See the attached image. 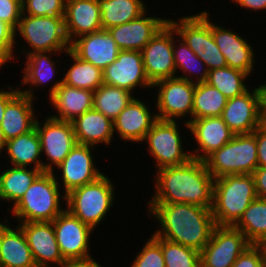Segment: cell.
I'll return each instance as SVG.
<instances>
[{
  "instance_id": "obj_9",
  "label": "cell",
  "mask_w": 266,
  "mask_h": 267,
  "mask_svg": "<svg viewBox=\"0 0 266 267\" xmlns=\"http://www.w3.org/2000/svg\"><path fill=\"white\" fill-rule=\"evenodd\" d=\"M153 90L158 92L154 98L157 119L164 121L179 120L183 122L184 125L182 124V126L185 127L182 130L188 129L185 131L188 134V123L192 120L195 83L173 77L157 81L152 85Z\"/></svg>"
},
{
  "instance_id": "obj_10",
  "label": "cell",
  "mask_w": 266,
  "mask_h": 267,
  "mask_svg": "<svg viewBox=\"0 0 266 267\" xmlns=\"http://www.w3.org/2000/svg\"><path fill=\"white\" fill-rule=\"evenodd\" d=\"M95 150V146L76 143L63 162L51 172L65 195L96 181L105 173L100 171L101 167L96 166L97 157L93 155Z\"/></svg>"
},
{
  "instance_id": "obj_22",
  "label": "cell",
  "mask_w": 266,
  "mask_h": 267,
  "mask_svg": "<svg viewBox=\"0 0 266 267\" xmlns=\"http://www.w3.org/2000/svg\"><path fill=\"white\" fill-rule=\"evenodd\" d=\"M17 224L25 234L37 267H61L64 264L52 222Z\"/></svg>"
},
{
  "instance_id": "obj_21",
  "label": "cell",
  "mask_w": 266,
  "mask_h": 267,
  "mask_svg": "<svg viewBox=\"0 0 266 267\" xmlns=\"http://www.w3.org/2000/svg\"><path fill=\"white\" fill-rule=\"evenodd\" d=\"M148 12L147 10L138 18L107 30L120 50L142 51L168 22V18L153 14L150 16Z\"/></svg>"
},
{
  "instance_id": "obj_28",
  "label": "cell",
  "mask_w": 266,
  "mask_h": 267,
  "mask_svg": "<svg viewBox=\"0 0 266 267\" xmlns=\"http://www.w3.org/2000/svg\"><path fill=\"white\" fill-rule=\"evenodd\" d=\"M8 154V163L13 167L35 168L43 172V157L38 133L34 127L31 131L6 141L3 150Z\"/></svg>"
},
{
  "instance_id": "obj_31",
  "label": "cell",
  "mask_w": 266,
  "mask_h": 267,
  "mask_svg": "<svg viewBox=\"0 0 266 267\" xmlns=\"http://www.w3.org/2000/svg\"><path fill=\"white\" fill-rule=\"evenodd\" d=\"M0 172V200L12 204V208L23 197L30 185L41 173L35 168L8 166ZM11 203V204H10Z\"/></svg>"
},
{
  "instance_id": "obj_8",
  "label": "cell",
  "mask_w": 266,
  "mask_h": 267,
  "mask_svg": "<svg viewBox=\"0 0 266 267\" xmlns=\"http://www.w3.org/2000/svg\"><path fill=\"white\" fill-rule=\"evenodd\" d=\"M179 125L180 121L157 120L140 143L147 145V151L154 159V171L179 166L192 159L190 150L184 148L185 136Z\"/></svg>"
},
{
  "instance_id": "obj_3",
  "label": "cell",
  "mask_w": 266,
  "mask_h": 267,
  "mask_svg": "<svg viewBox=\"0 0 266 267\" xmlns=\"http://www.w3.org/2000/svg\"><path fill=\"white\" fill-rule=\"evenodd\" d=\"M65 201L66 195L53 173L44 171L36 177L19 202L7 211H11V217H15L18 223L52 222L65 209Z\"/></svg>"
},
{
  "instance_id": "obj_53",
  "label": "cell",
  "mask_w": 266,
  "mask_h": 267,
  "mask_svg": "<svg viewBox=\"0 0 266 267\" xmlns=\"http://www.w3.org/2000/svg\"><path fill=\"white\" fill-rule=\"evenodd\" d=\"M9 225L10 223L8 222V217L6 218V220L4 219L3 221L0 218V239H1L3 232Z\"/></svg>"
},
{
  "instance_id": "obj_29",
  "label": "cell",
  "mask_w": 266,
  "mask_h": 267,
  "mask_svg": "<svg viewBox=\"0 0 266 267\" xmlns=\"http://www.w3.org/2000/svg\"><path fill=\"white\" fill-rule=\"evenodd\" d=\"M15 227L10 224L1 236L0 267H37L22 228Z\"/></svg>"
},
{
  "instance_id": "obj_20",
  "label": "cell",
  "mask_w": 266,
  "mask_h": 267,
  "mask_svg": "<svg viewBox=\"0 0 266 267\" xmlns=\"http://www.w3.org/2000/svg\"><path fill=\"white\" fill-rule=\"evenodd\" d=\"M190 140L197 146L191 149V157L204 161L214 151L228 143L234 133L221 116L192 119L189 123Z\"/></svg>"
},
{
  "instance_id": "obj_25",
  "label": "cell",
  "mask_w": 266,
  "mask_h": 267,
  "mask_svg": "<svg viewBox=\"0 0 266 267\" xmlns=\"http://www.w3.org/2000/svg\"><path fill=\"white\" fill-rule=\"evenodd\" d=\"M34 102L33 98L19 91L7 103L0 125L6 141L25 134L35 127L40 114L36 113L37 110L34 106L36 102Z\"/></svg>"
},
{
  "instance_id": "obj_2",
  "label": "cell",
  "mask_w": 266,
  "mask_h": 267,
  "mask_svg": "<svg viewBox=\"0 0 266 267\" xmlns=\"http://www.w3.org/2000/svg\"><path fill=\"white\" fill-rule=\"evenodd\" d=\"M146 206L147 216L157 221L156 231L153 232L155 236L199 252L209 242L216 226L211 208L186 203Z\"/></svg>"
},
{
  "instance_id": "obj_47",
  "label": "cell",
  "mask_w": 266,
  "mask_h": 267,
  "mask_svg": "<svg viewBox=\"0 0 266 267\" xmlns=\"http://www.w3.org/2000/svg\"><path fill=\"white\" fill-rule=\"evenodd\" d=\"M257 142L258 167H266V132L257 128L255 130Z\"/></svg>"
},
{
  "instance_id": "obj_6",
  "label": "cell",
  "mask_w": 266,
  "mask_h": 267,
  "mask_svg": "<svg viewBox=\"0 0 266 267\" xmlns=\"http://www.w3.org/2000/svg\"><path fill=\"white\" fill-rule=\"evenodd\" d=\"M110 179L105 173L96 181L66 194L65 208L93 230L103 224L115 205L116 185Z\"/></svg>"
},
{
  "instance_id": "obj_7",
  "label": "cell",
  "mask_w": 266,
  "mask_h": 267,
  "mask_svg": "<svg viewBox=\"0 0 266 267\" xmlns=\"http://www.w3.org/2000/svg\"><path fill=\"white\" fill-rule=\"evenodd\" d=\"M207 170L214 179L226 175L252 174L258 167L255 131L236 134L205 160Z\"/></svg>"
},
{
  "instance_id": "obj_11",
  "label": "cell",
  "mask_w": 266,
  "mask_h": 267,
  "mask_svg": "<svg viewBox=\"0 0 266 267\" xmlns=\"http://www.w3.org/2000/svg\"><path fill=\"white\" fill-rule=\"evenodd\" d=\"M40 122L37 117L35 128L39 136L43 160V172H52L63 162L72 148L76 138L72 122L60 121L49 115Z\"/></svg>"
},
{
  "instance_id": "obj_24",
  "label": "cell",
  "mask_w": 266,
  "mask_h": 267,
  "mask_svg": "<svg viewBox=\"0 0 266 267\" xmlns=\"http://www.w3.org/2000/svg\"><path fill=\"white\" fill-rule=\"evenodd\" d=\"M64 22L70 43L82 35L102 30L98 0H66Z\"/></svg>"
},
{
  "instance_id": "obj_52",
  "label": "cell",
  "mask_w": 266,
  "mask_h": 267,
  "mask_svg": "<svg viewBox=\"0 0 266 267\" xmlns=\"http://www.w3.org/2000/svg\"><path fill=\"white\" fill-rule=\"evenodd\" d=\"M5 145H6V140H5V138H4V136H3V133H2V131H1V128H0V158L3 160V155H2V153H3V150H4V148H5Z\"/></svg>"
},
{
  "instance_id": "obj_44",
  "label": "cell",
  "mask_w": 266,
  "mask_h": 267,
  "mask_svg": "<svg viewBox=\"0 0 266 267\" xmlns=\"http://www.w3.org/2000/svg\"><path fill=\"white\" fill-rule=\"evenodd\" d=\"M232 267H266V246H248L237 258Z\"/></svg>"
},
{
  "instance_id": "obj_19",
  "label": "cell",
  "mask_w": 266,
  "mask_h": 267,
  "mask_svg": "<svg viewBox=\"0 0 266 267\" xmlns=\"http://www.w3.org/2000/svg\"><path fill=\"white\" fill-rule=\"evenodd\" d=\"M252 88L240 96L228 99L223 109L221 117L235 135L253 133L258 128L263 92L260 84Z\"/></svg>"
},
{
  "instance_id": "obj_43",
  "label": "cell",
  "mask_w": 266,
  "mask_h": 267,
  "mask_svg": "<svg viewBox=\"0 0 266 267\" xmlns=\"http://www.w3.org/2000/svg\"><path fill=\"white\" fill-rule=\"evenodd\" d=\"M15 30L0 20V71L7 63H15Z\"/></svg>"
},
{
  "instance_id": "obj_34",
  "label": "cell",
  "mask_w": 266,
  "mask_h": 267,
  "mask_svg": "<svg viewBox=\"0 0 266 267\" xmlns=\"http://www.w3.org/2000/svg\"><path fill=\"white\" fill-rule=\"evenodd\" d=\"M169 17L168 22L174 27L177 35L199 57L206 46V10L181 16L177 19Z\"/></svg>"
},
{
  "instance_id": "obj_14",
  "label": "cell",
  "mask_w": 266,
  "mask_h": 267,
  "mask_svg": "<svg viewBox=\"0 0 266 267\" xmlns=\"http://www.w3.org/2000/svg\"><path fill=\"white\" fill-rule=\"evenodd\" d=\"M67 51H50V52H34L31 54H27L23 59L22 62L25 66L22 68V81L19 83V85H29L26 89L23 88V86L18 85V90L22 92L25 95H28L30 98H33L35 100H39L35 95L36 91L40 87L44 88L46 85L48 86L49 82L53 83L50 87L46 90H48V96L50 97L54 91L62 84V77L57 79V72L62 71L57 69L61 63L58 64V62H61V60H54V55H63ZM59 65V66H58ZM58 70V71H57ZM56 74V76H55ZM39 87V88H38ZM23 88V89H21ZM35 89V90H34ZM37 89V90H36ZM34 90V91H33ZM35 92V93H34Z\"/></svg>"
},
{
  "instance_id": "obj_23",
  "label": "cell",
  "mask_w": 266,
  "mask_h": 267,
  "mask_svg": "<svg viewBox=\"0 0 266 267\" xmlns=\"http://www.w3.org/2000/svg\"><path fill=\"white\" fill-rule=\"evenodd\" d=\"M70 50L102 71L117 59L120 51L110 33L104 29L78 37L71 43Z\"/></svg>"
},
{
  "instance_id": "obj_49",
  "label": "cell",
  "mask_w": 266,
  "mask_h": 267,
  "mask_svg": "<svg viewBox=\"0 0 266 267\" xmlns=\"http://www.w3.org/2000/svg\"><path fill=\"white\" fill-rule=\"evenodd\" d=\"M8 90L3 87L0 89V125L3 120V115L6 109L7 103L19 92L18 86L15 85H7L5 86Z\"/></svg>"
},
{
  "instance_id": "obj_15",
  "label": "cell",
  "mask_w": 266,
  "mask_h": 267,
  "mask_svg": "<svg viewBox=\"0 0 266 267\" xmlns=\"http://www.w3.org/2000/svg\"><path fill=\"white\" fill-rule=\"evenodd\" d=\"M103 84L125 89L135 96L139 94L137 90H152L141 51L120 50L117 59L103 70Z\"/></svg>"
},
{
  "instance_id": "obj_51",
  "label": "cell",
  "mask_w": 266,
  "mask_h": 267,
  "mask_svg": "<svg viewBox=\"0 0 266 267\" xmlns=\"http://www.w3.org/2000/svg\"><path fill=\"white\" fill-rule=\"evenodd\" d=\"M258 128L266 132V99L262 97L259 106Z\"/></svg>"
},
{
  "instance_id": "obj_32",
  "label": "cell",
  "mask_w": 266,
  "mask_h": 267,
  "mask_svg": "<svg viewBox=\"0 0 266 267\" xmlns=\"http://www.w3.org/2000/svg\"><path fill=\"white\" fill-rule=\"evenodd\" d=\"M70 59L67 69L64 68L62 83L71 87L96 91L103 85V71L92 63L81 60L71 50L65 53ZM72 62V63H71ZM71 64V65H70Z\"/></svg>"
},
{
  "instance_id": "obj_17",
  "label": "cell",
  "mask_w": 266,
  "mask_h": 267,
  "mask_svg": "<svg viewBox=\"0 0 266 267\" xmlns=\"http://www.w3.org/2000/svg\"><path fill=\"white\" fill-rule=\"evenodd\" d=\"M147 101H144V98L142 100L139 96L138 98L135 96L113 121L114 134H117L116 136L121 141L123 140L124 143L131 142V145L132 143L140 144L147 132L158 120L155 105H152L154 101ZM148 103L151 105V108L154 107L153 110Z\"/></svg>"
},
{
  "instance_id": "obj_1",
  "label": "cell",
  "mask_w": 266,
  "mask_h": 267,
  "mask_svg": "<svg viewBox=\"0 0 266 267\" xmlns=\"http://www.w3.org/2000/svg\"><path fill=\"white\" fill-rule=\"evenodd\" d=\"M153 195L145 204L186 203L211 208L215 179L204 161L191 159L179 166L155 171Z\"/></svg>"
},
{
  "instance_id": "obj_33",
  "label": "cell",
  "mask_w": 266,
  "mask_h": 267,
  "mask_svg": "<svg viewBox=\"0 0 266 267\" xmlns=\"http://www.w3.org/2000/svg\"><path fill=\"white\" fill-rule=\"evenodd\" d=\"M102 29L128 23L147 11L144 0H98Z\"/></svg>"
},
{
  "instance_id": "obj_27",
  "label": "cell",
  "mask_w": 266,
  "mask_h": 267,
  "mask_svg": "<svg viewBox=\"0 0 266 267\" xmlns=\"http://www.w3.org/2000/svg\"><path fill=\"white\" fill-rule=\"evenodd\" d=\"M76 142L98 148L112 145L114 141V124L111 119L95 109H91L72 121Z\"/></svg>"
},
{
  "instance_id": "obj_50",
  "label": "cell",
  "mask_w": 266,
  "mask_h": 267,
  "mask_svg": "<svg viewBox=\"0 0 266 267\" xmlns=\"http://www.w3.org/2000/svg\"><path fill=\"white\" fill-rule=\"evenodd\" d=\"M61 267H104L95 258L87 260L65 261Z\"/></svg>"
},
{
  "instance_id": "obj_13",
  "label": "cell",
  "mask_w": 266,
  "mask_h": 267,
  "mask_svg": "<svg viewBox=\"0 0 266 267\" xmlns=\"http://www.w3.org/2000/svg\"><path fill=\"white\" fill-rule=\"evenodd\" d=\"M250 245L245 235L234 226L216 225L209 242L200 251L201 267H232Z\"/></svg>"
},
{
  "instance_id": "obj_46",
  "label": "cell",
  "mask_w": 266,
  "mask_h": 267,
  "mask_svg": "<svg viewBox=\"0 0 266 267\" xmlns=\"http://www.w3.org/2000/svg\"><path fill=\"white\" fill-rule=\"evenodd\" d=\"M252 175L257 196L266 200V167H257Z\"/></svg>"
},
{
  "instance_id": "obj_18",
  "label": "cell",
  "mask_w": 266,
  "mask_h": 267,
  "mask_svg": "<svg viewBox=\"0 0 266 267\" xmlns=\"http://www.w3.org/2000/svg\"><path fill=\"white\" fill-rule=\"evenodd\" d=\"M224 26V27H223ZM227 28L225 25H218L211 20V31L215 43L223 54L227 66L253 75L255 68L256 53L253 44L243 35Z\"/></svg>"
},
{
  "instance_id": "obj_4",
  "label": "cell",
  "mask_w": 266,
  "mask_h": 267,
  "mask_svg": "<svg viewBox=\"0 0 266 267\" xmlns=\"http://www.w3.org/2000/svg\"><path fill=\"white\" fill-rule=\"evenodd\" d=\"M257 197L252 174H235L216 178L211 207L215 224L234 226Z\"/></svg>"
},
{
  "instance_id": "obj_12",
  "label": "cell",
  "mask_w": 266,
  "mask_h": 267,
  "mask_svg": "<svg viewBox=\"0 0 266 267\" xmlns=\"http://www.w3.org/2000/svg\"><path fill=\"white\" fill-rule=\"evenodd\" d=\"M60 253L65 261L87 260L94 230L66 208L52 221Z\"/></svg>"
},
{
  "instance_id": "obj_37",
  "label": "cell",
  "mask_w": 266,
  "mask_h": 267,
  "mask_svg": "<svg viewBox=\"0 0 266 267\" xmlns=\"http://www.w3.org/2000/svg\"><path fill=\"white\" fill-rule=\"evenodd\" d=\"M134 97L125 89L103 84L94 91L93 109L114 121Z\"/></svg>"
},
{
  "instance_id": "obj_54",
  "label": "cell",
  "mask_w": 266,
  "mask_h": 267,
  "mask_svg": "<svg viewBox=\"0 0 266 267\" xmlns=\"http://www.w3.org/2000/svg\"><path fill=\"white\" fill-rule=\"evenodd\" d=\"M260 85L262 87L263 97L266 99V81L264 84L261 83Z\"/></svg>"
},
{
  "instance_id": "obj_35",
  "label": "cell",
  "mask_w": 266,
  "mask_h": 267,
  "mask_svg": "<svg viewBox=\"0 0 266 267\" xmlns=\"http://www.w3.org/2000/svg\"><path fill=\"white\" fill-rule=\"evenodd\" d=\"M253 245H266V200L257 197L234 225Z\"/></svg>"
},
{
  "instance_id": "obj_41",
  "label": "cell",
  "mask_w": 266,
  "mask_h": 267,
  "mask_svg": "<svg viewBox=\"0 0 266 267\" xmlns=\"http://www.w3.org/2000/svg\"><path fill=\"white\" fill-rule=\"evenodd\" d=\"M66 0H22V14L64 17Z\"/></svg>"
},
{
  "instance_id": "obj_38",
  "label": "cell",
  "mask_w": 266,
  "mask_h": 267,
  "mask_svg": "<svg viewBox=\"0 0 266 267\" xmlns=\"http://www.w3.org/2000/svg\"><path fill=\"white\" fill-rule=\"evenodd\" d=\"M247 79L250 78L245 72L226 66L209 70L206 82L230 99L242 95L252 87L251 83L250 86L246 83Z\"/></svg>"
},
{
  "instance_id": "obj_42",
  "label": "cell",
  "mask_w": 266,
  "mask_h": 267,
  "mask_svg": "<svg viewBox=\"0 0 266 267\" xmlns=\"http://www.w3.org/2000/svg\"><path fill=\"white\" fill-rule=\"evenodd\" d=\"M210 11L206 9V46L203 48V54L199 56L200 59L206 64L208 70L226 67V61L218 48L211 31V18Z\"/></svg>"
},
{
  "instance_id": "obj_26",
  "label": "cell",
  "mask_w": 266,
  "mask_h": 267,
  "mask_svg": "<svg viewBox=\"0 0 266 267\" xmlns=\"http://www.w3.org/2000/svg\"><path fill=\"white\" fill-rule=\"evenodd\" d=\"M94 92L85 89L61 84L54 93L48 97L53 110L51 118L60 121L72 122L88 110L93 109Z\"/></svg>"
},
{
  "instance_id": "obj_30",
  "label": "cell",
  "mask_w": 266,
  "mask_h": 267,
  "mask_svg": "<svg viewBox=\"0 0 266 267\" xmlns=\"http://www.w3.org/2000/svg\"><path fill=\"white\" fill-rule=\"evenodd\" d=\"M173 56L176 77L193 83L206 82L208 68L188 45L177 35L173 27Z\"/></svg>"
},
{
  "instance_id": "obj_16",
  "label": "cell",
  "mask_w": 266,
  "mask_h": 267,
  "mask_svg": "<svg viewBox=\"0 0 266 267\" xmlns=\"http://www.w3.org/2000/svg\"><path fill=\"white\" fill-rule=\"evenodd\" d=\"M146 75L154 84L176 77L173 56V26L167 22L141 51Z\"/></svg>"
},
{
  "instance_id": "obj_39",
  "label": "cell",
  "mask_w": 266,
  "mask_h": 267,
  "mask_svg": "<svg viewBox=\"0 0 266 267\" xmlns=\"http://www.w3.org/2000/svg\"><path fill=\"white\" fill-rule=\"evenodd\" d=\"M165 267H201L200 252L196 249L160 238Z\"/></svg>"
},
{
  "instance_id": "obj_45",
  "label": "cell",
  "mask_w": 266,
  "mask_h": 267,
  "mask_svg": "<svg viewBox=\"0 0 266 267\" xmlns=\"http://www.w3.org/2000/svg\"><path fill=\"white\" fill-rule=\"evenodd\" d=\"M22 15V0H0V20L14 30Z\"/></svg>"
},
{
  "instance_id": "obj_40",
  "label": "cell",
  "mask_w": 266,
  "mask_h": 267,
  "mask_svg": "<svg viewBox=\"0 0 266 267\" xmlns=\"http://www.w3.org/2000/svg\"><path fill=\"white\" fill-rule=\"evenodd\" d=\"M139 252L134 256L130 267H165V261L160 246V237L153 233L149 235Z\"/></svg>"
},
{
  "instance_id": "obj_48",
  "label": "cell",
  "mask_w": 266,
  "mask_h": 267,
  "mask_svg": "<svg viewBox=\"0 0 266 267\" xmlns=\"http://www.w3.org/2000/svg\"><path fill=\"white\" fill-rule=\"evenodd\" d=\"M233 2L236 8L239 6L241 9L250 10L251 12H255L256 14L263 10L266 11V0H229V3Z\"/></svg>"
},
{
  "instance_id": "obj_36",
  "label": "cell",
  "mask_w": 266,
  "mask_h": 267,
  "mask_svg": "<svg viewBox=\"0 0 266 267\" xmlns=\"http://www.w3.org/2000/svg\"><path fill=\"white\" fill-rule=\"evenodd\" d=\"M228 99L207 82L195 83L192 119L221 116Z\"/></svg>"
},
{
  "instance_id": "obj_5",
  "label": "cell",
  "mask_w": 266,
  "mask_h": 267,
  "mask_svg": "<svg viewBox=\"0 0 266 267\" xmlns=\"http://www.w3.org/2000/svg\"><path fill=\"white\" fill-rule=\"evenodd\" d=\"M20 40H24L26 45L19 47ZM18 39V41H17ZM15 46L19 50L15 54V62L17 54L26 56L34 52H50V51H69L71 43L69 42L64 17L57 16H30L22 14L15 29ZM19 51V52H18Z\"/></svg>"
}]
</instances>
